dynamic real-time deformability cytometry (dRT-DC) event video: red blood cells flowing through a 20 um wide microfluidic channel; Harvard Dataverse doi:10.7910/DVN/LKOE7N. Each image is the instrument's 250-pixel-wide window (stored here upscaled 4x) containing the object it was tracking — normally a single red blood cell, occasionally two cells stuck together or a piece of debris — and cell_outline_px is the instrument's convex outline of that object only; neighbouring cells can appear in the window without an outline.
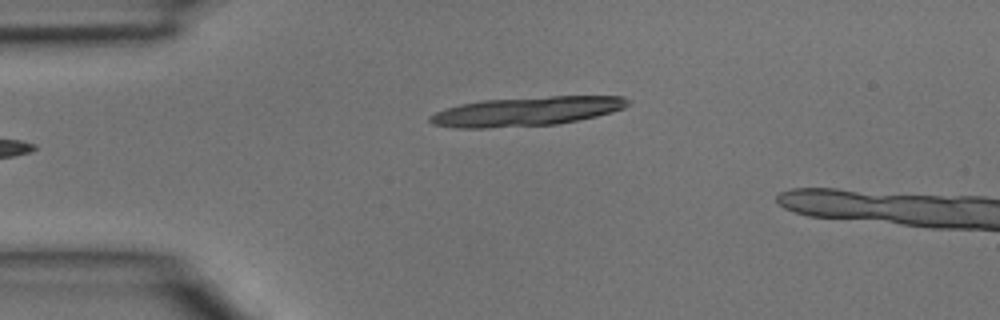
{"species": "common noctule bat (a hibernating species)", "species_latin": "Nyctalus noctula", "temperature_condition": "room temperature", "stored_images_in_passage": 2, "camera_frame_rate_fps": 3000, "um_per_image_px": 0.085, "animal": {"sex": "male", "body_mass_g": 15.6}, "frame": {"image": 1, "passage_image": 2, "time_ms": 0.333, "image_size_px": [1000, 320], "cell_outline_px": [[632, 100], [624, 108], [612, 112], [596, 116], [556, 124], [488, 128], [452, 128], [432, 124], [428, 120], [428, 116], [436, 112], [460, 104], [484, 100], [552, 96], [624, 96]], "centroid_in_image_um": [44.75, 9.47], "position_along_channel_um": 40.3, "area_um2": 33.58}}